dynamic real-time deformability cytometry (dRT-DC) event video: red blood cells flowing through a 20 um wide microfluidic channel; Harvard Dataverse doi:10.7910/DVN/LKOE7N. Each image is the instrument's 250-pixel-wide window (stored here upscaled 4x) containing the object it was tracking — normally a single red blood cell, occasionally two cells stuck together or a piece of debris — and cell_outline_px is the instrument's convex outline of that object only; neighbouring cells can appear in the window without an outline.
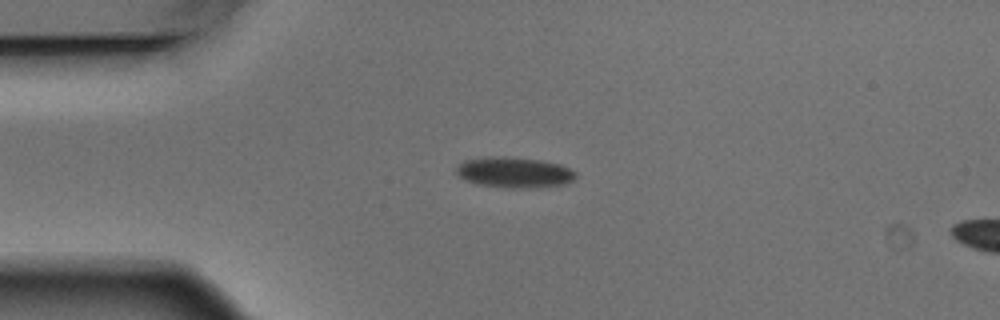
{"species": "Egyptian fruit bat (a non-hibernating species)", "species_latin": "Rousettus aegyptiacus", "temperature_condition": "warm", "stored_images_in_passage": 2, "camera_frame_rate_fps": 3000, "um_per_image_px": 0.085, "animal": {"sex": "male"}, "frame": {"image": 1, "passage_image": 1, "time_ms": 0.0, "image_size_px": [1000, 320], "cell_outline_px": [[576, 176], [572, 180], [564, 184], [528, 188], [504, 188], [476, 184], [460, 176], [456, 172], [456, 168], [464, 160], [492, 156], [500, 156], [540, 160], [560, 164], [576, 172]], "centroid_in_image_um": [43.7, 14.66], "position_along_channel_um": 41.3, "area_um2": 21.15}}